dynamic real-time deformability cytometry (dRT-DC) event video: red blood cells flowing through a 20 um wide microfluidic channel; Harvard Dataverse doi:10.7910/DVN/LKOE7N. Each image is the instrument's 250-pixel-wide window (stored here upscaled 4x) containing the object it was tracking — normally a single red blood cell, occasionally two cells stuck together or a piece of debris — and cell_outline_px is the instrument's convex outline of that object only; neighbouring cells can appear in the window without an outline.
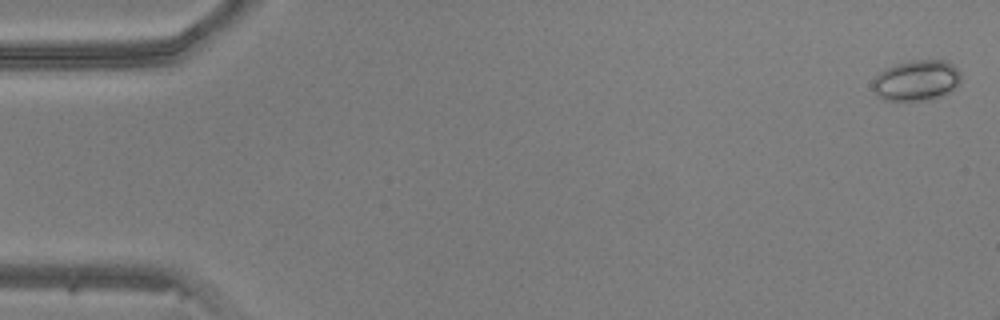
{"species": "common noctule bat (a hibernating species)", "species_latin": "Nyctalus noctula", "temperature_condition": "warm", "stored_images_in_passage": 10, "camera_frame_rate_fps": 3000, "um_per_image_px": 0.085, "animal": {"sex": "male", "body_mass_g": 20.5, "forearm_length_mm": 52.5}, "frame": {"image": 1, "passage_image": 2, "time_ms": 0.333, "image_size_px": [1000, 320], "cell_outline_px": [[960, 80], [948, 92], [932, 100], [884, 100], [876, 96], [872, 88], [872, 80], [884, 68], [896, 64], [912, 60], [944, 60], [952, 64], [960, 72]], "centroid_in_image_um": [77.85, 6.84], "position_along_channel_um": 7.2, "area_um2": 20.87}}